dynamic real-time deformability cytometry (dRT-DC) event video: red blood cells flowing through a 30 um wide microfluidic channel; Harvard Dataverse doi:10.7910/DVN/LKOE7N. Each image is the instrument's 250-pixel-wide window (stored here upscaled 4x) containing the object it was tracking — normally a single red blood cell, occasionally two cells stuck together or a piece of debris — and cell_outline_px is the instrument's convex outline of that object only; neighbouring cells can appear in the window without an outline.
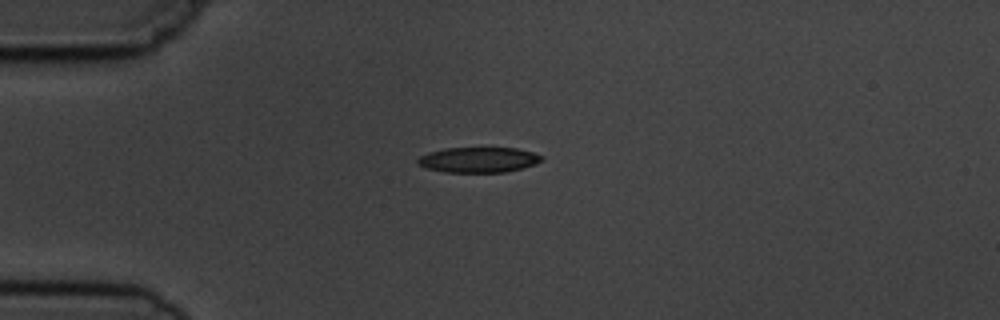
{"species": "common noctule bat (a hibernating species)", "species_latin": "Nyctalus noctula", "temperature_condition": "cold", "stored_images_in_passage": 5, "camera_frame_rate_fps": 3000, "um_per_image_px": 0.085, "animal": {"sex": "male", "body_mass_g": 19.5, "forearm_length_mm": 54.6}, "frame": {"image": 1, "passage_image": 3, "time_ms": 2.333, "image_size_px": [1000, 320], "cell_outline_px": [[544, 160], [536, 164], [504, 172], [444, 172], [428, 168], [416, 164], [416, 160], [420, 156], [428, 152], [444, 148], [516, 148], [532, 152], [544, 156]], "centroid_in_image_um": [40.67, 13.58], "position_along_channel_um": 44.3, "area_um2": 18.32}}
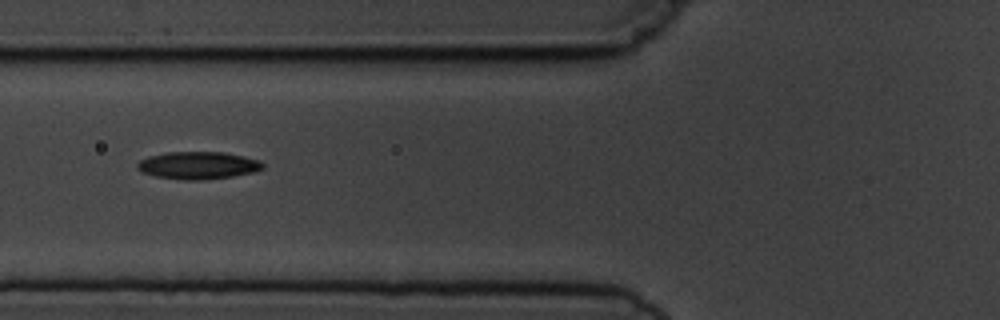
{"frame": {"image": 2, "passage_image": 5, "time_ms": 4.667, "image_size_px": [1000, 320], "cell_outline_px": [[264, 168], [256, 172], [232, 176], [204, 180], [184, 180], [156, 176], [144, 172], [136, 168], [136, 164], [140, 160], [148, 156], [168, 152], [224, 152], [244, 156], [260, 160], [264, 164]], "centroid_in_image_um": [16.87, 14.05], "position_along_channel_um": 108.9, "area_um2": 20.17}}